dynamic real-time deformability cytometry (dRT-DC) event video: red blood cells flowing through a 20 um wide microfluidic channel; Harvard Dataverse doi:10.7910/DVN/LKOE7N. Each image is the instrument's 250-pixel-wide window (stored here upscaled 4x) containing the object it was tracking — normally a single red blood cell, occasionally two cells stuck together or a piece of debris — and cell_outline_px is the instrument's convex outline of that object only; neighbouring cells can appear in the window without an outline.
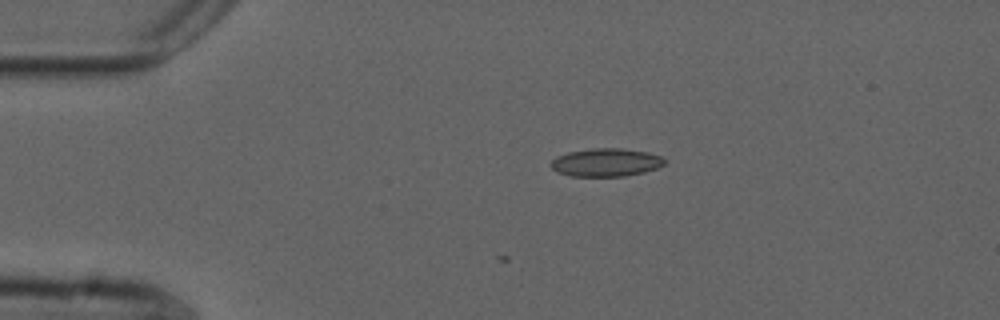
{"species": "common noctule bat (a hibernating species)", "species_latin": "Nyctalus noctula", "temperature_condition": "cold", "stored_images_in_passage": 4, "camera_frame_rate_fps": 3000, "um_per_image_px": 0.085, "animal": {"sex": "male", "forearm_length_mm": 52.5}, "frame": {"image": 1, "passage_image": 1, "time_ms": 0.0, "image_size_px": [1000, 320], "cell_outline_px": [[664, 164], [656, 168], [644, 172], [624, 176], [572, 176], [556, 172], [548, 164], [556, 156], [568, 152], [592, 148], [620, 148], [648, 152], [660, 156], [664, 160]], "centroid_in_image_um": [51.46, 13.8], "position_along_channel_um": 33.5, "area_um2": 18.61}}